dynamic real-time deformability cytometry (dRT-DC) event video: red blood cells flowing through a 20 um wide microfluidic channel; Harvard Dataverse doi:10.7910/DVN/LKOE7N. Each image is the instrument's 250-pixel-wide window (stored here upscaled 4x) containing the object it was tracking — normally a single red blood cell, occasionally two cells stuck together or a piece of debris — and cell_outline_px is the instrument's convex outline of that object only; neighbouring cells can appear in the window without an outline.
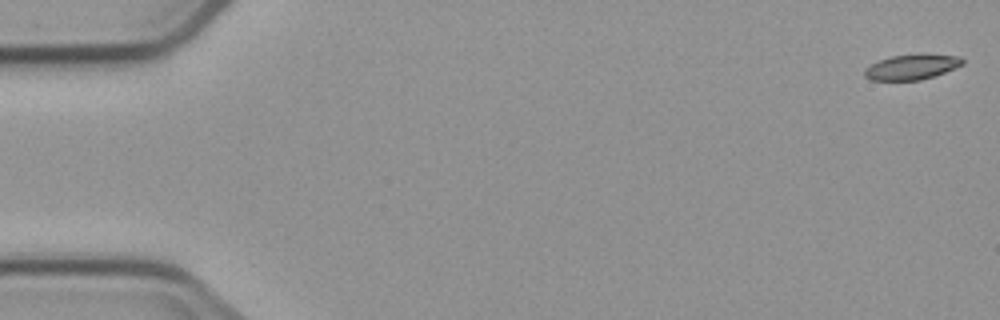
{"species": "common noctule bat (a hibernating species)", "species_latin": "Nyctalus noctula", "temperature_condition": "cold", "stored_images_in_passage": 3, "camera_frame_rate_fps": 3000, "um_per_image_px": 0.085, "animal": {"sex": "male", "body_mass_g": 23.1, "forearm_length_mm": 52.7}, "frame": {"image": 1, "passage_image": 1, "time_ms": 0.0, "image_size_px": [1000, 320], "cell_outline_px": [[964, 64], [944, 72], [920, 80], [868, 80], [864, 76], [864, 68], [880, 60], [892, 56], [920, 52], [960, 56], [964, 60]], "centroid_in_image_um": [77.51, 5.66], "position_along_channel_um": 7.5, "area_um2": 14.68}}